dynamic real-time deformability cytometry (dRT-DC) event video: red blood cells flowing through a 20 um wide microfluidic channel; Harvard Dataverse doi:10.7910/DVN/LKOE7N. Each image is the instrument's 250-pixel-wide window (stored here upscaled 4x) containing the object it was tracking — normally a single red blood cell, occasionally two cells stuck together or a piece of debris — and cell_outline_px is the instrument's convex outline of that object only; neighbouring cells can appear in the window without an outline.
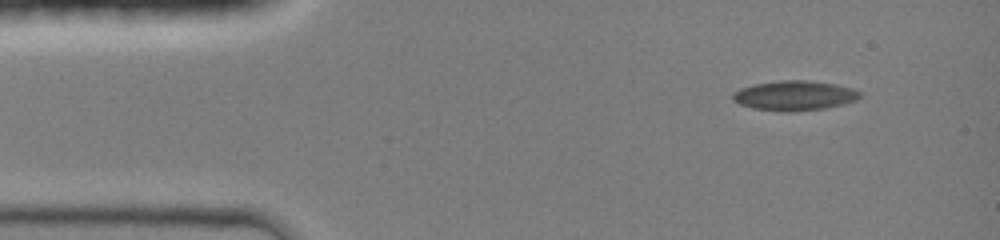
{"species": "common noctule bat (a hibernating species)", "species_latin": "Nyctalus noctula", "temperature_condition": "room temperature", "stored_images_in_passage": 4, "camera_frame_rate_fps": 3000, "um_per_image_px": 0.085, "animal": {"sex": "female", "body_mass_g": 19.0, "forearm_length_mm": 51.5}, "frame": {"image": 1, "passage_image": 1, "time_ms": 0.0, "image_size_px": [1000, 240], "cell_outline_px": [[860, 96], [856, 100], [824, 108], [792, 112], [780, 112], [752, 108], [740, 104], [732, 100], [732, 92], [740, 88], [756, 84], [780, 80], [804, 80], [836, 84], [852, 88], [860, 92]], "centroid_in_image_um": [67.48, 8.13], "position_along_channel_um": 17.5, "area_um2": 22.02}}
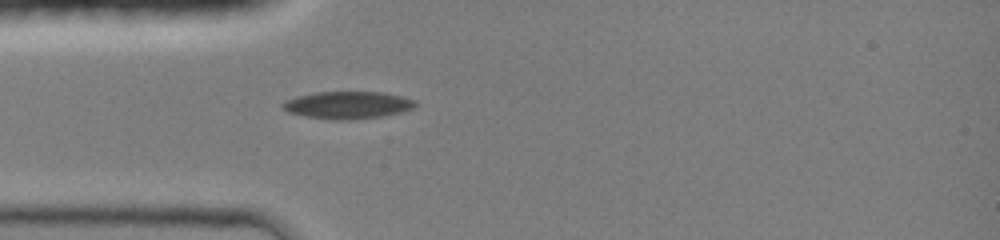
{"frame": {"image": 2, "passage_image": 4, "time_ms": 2.667, "image_size_px": [1000, 240], "cell_outline_px": [[416, 104], [412, 108], [400, 112], [380, 116], [352, 120], [336, 120], [304, 116], [288, 112], [280, 104], [284, 100], [296, 96], [312, 92], [384, 92], [416, 100]], "centroid_in_image_um": [29.5, 8.92], "position_along_channel_um": 55.5, "area_um2": 21.15}}